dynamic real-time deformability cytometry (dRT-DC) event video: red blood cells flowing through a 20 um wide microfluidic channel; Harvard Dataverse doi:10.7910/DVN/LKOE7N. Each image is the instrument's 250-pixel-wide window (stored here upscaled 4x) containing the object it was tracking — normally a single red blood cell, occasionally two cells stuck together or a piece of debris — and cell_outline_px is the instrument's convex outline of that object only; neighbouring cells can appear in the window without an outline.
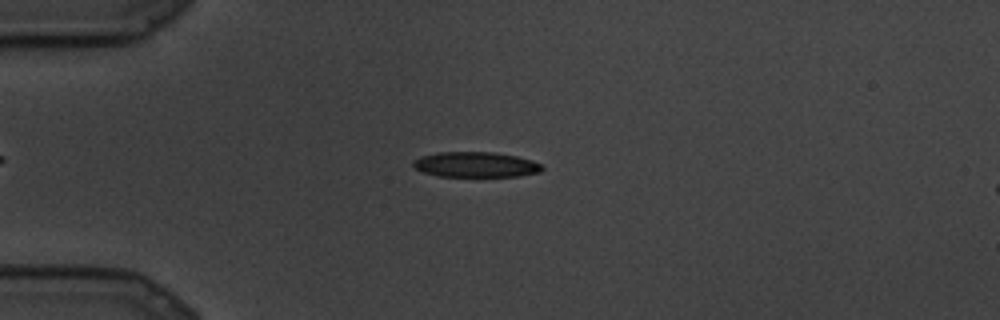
{"species": "common noctule bat (a hibernating species)", "species_latin": "Nyctalus noctula", "temperature_condition": "cold", "stored_images_in_passage": 9, "camera_frame_rate_fps": 3000, "um_per_image_px": 0.085, "animal": {"sex": "male", "body_mass_g": 19.5, "forearm_length_mm": 54.6}, "frame": {"image": 1, "passage_image": 2, "time_ms": 0.333, "image_size_px": [1000, 320], "cell_outline_px": [[544, 168], [540, 172], [520, 176], [440, 176], [424, 172], [416, 168], [412, 164], [412, 160], [420, 156], [440, 152], [492, 152], [516, 156], [532, 160], [540, 164]], "centroid_in_image_um": [40.44, 13.98], "position_along_channel_um": 44.6, "area_um2": 18.9}}
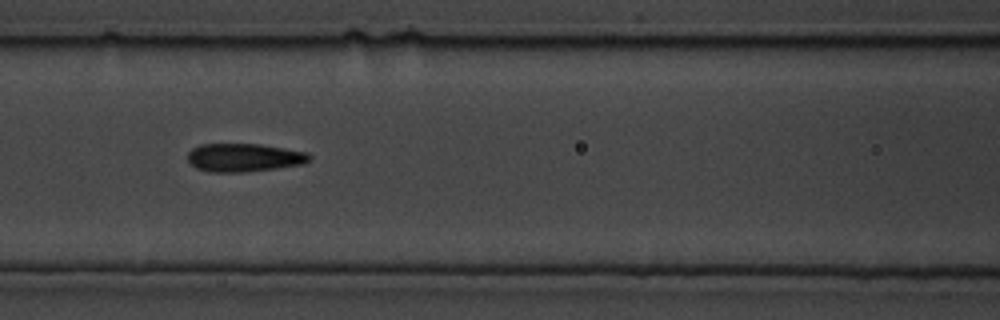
{"frame": {"image": 2, "passage_image": 6, "time_ms": 1.667, "image_size_px": [1000, 320], "cell_outline_px": [[312, 160], [304, 164], [276, 168], [244, 172], [208, 172], [196, 168], [188, 160], [188, 152], [192, 148], [200, 144], [260, 144], [308, 152], [312, 156]], "centroid_in_image_um": [20.77, 13.39], "position_along_channel_um": 145.8, "area_um2": 20.23}}
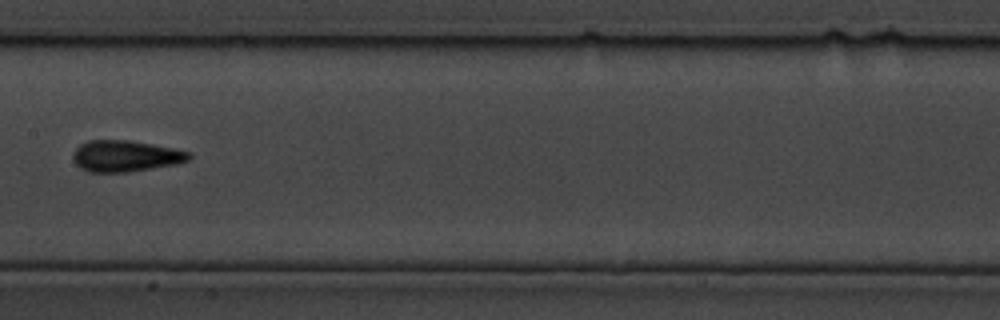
{"frame": {"image": 3, "passage_image": 8, "time_ms": 2.333, "image_size_px": [1000, 320], "cell_outline_px": [[192, 156], [188, 160], [176, 164], [128, 172], [88, 172], [80, 168], [72, 160], [72, 152], [80, 144], [88, 140], [128, 140], [152, 144], [192, 152]], "centroid_in_image_um": [10.63, 13.26], "position_along_channel_um": 196.8, "area_um2": 21.27}}